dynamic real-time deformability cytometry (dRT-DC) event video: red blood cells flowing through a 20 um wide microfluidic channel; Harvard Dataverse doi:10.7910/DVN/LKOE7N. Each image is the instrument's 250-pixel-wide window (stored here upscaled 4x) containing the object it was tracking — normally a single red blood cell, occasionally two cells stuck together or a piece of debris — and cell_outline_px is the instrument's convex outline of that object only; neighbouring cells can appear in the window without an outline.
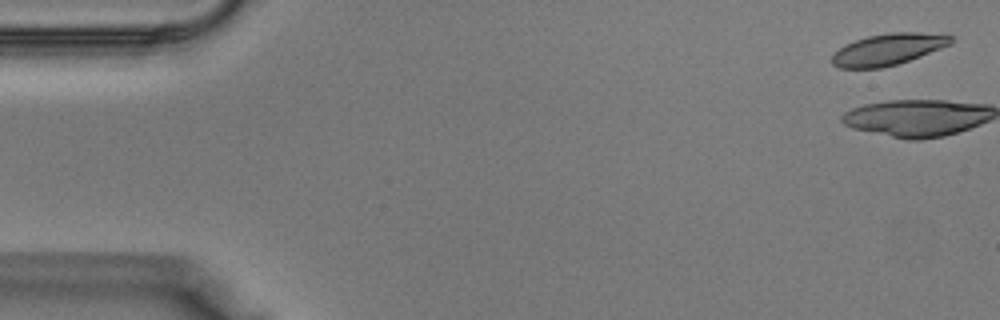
{"species": "Egyptian fruit bat (a non-hibernating species)", "species_latin": "Rousettus aegyptiacus", "temperature_condition": "warm", "stored_images_in_passage": 12, "camera_frame_rate_fps": 3000, "um_per_image_px": 0.085, "animal": {"sex": "male"}, "frame": {"image": 1, "passage_image": 1, "time_ms": 0.0, "image_size_px": [1000, 320], "cell_outline_px": [[952, 44], [920, 56], [896, 64], [880, 68], [840, 68], [832, 64], [832, 56], [844, 44], [868, 36], [888, 32], [920, 32], [952, 36]], "centroid_in_image_um": [75.47, 4.19], "position_along_channel_um": 9.5, "area_um2": 21.62}}